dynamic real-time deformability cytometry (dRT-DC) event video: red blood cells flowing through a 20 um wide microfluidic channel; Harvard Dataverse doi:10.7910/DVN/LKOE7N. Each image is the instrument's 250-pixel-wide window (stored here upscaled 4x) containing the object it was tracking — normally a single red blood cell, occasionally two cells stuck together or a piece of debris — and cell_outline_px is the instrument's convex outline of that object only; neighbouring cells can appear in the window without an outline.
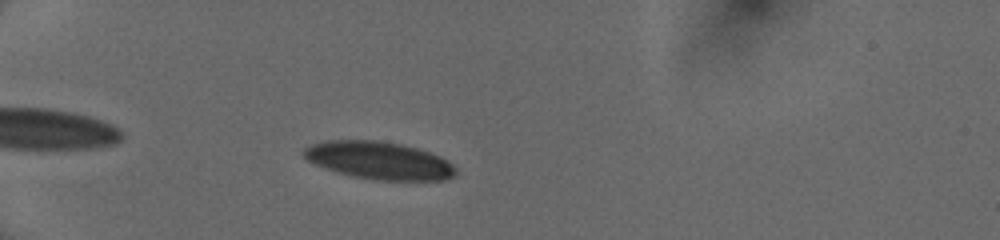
{"species": "human", "species_latin": "Homo sapiens", "temperature_condition": "cold", "stored_images_in_passage": 40, "camera_frame_rate_fps": 3000, "um_per_image_px": 0.085, "donor": {"sex": "female"}, "frame": {"image": 1, "passage_image": 5, "time_ms": 1.333, "image_size_px": [1000, 240], "cell_outline_px": [[456, 172], [452, 176], [444, 180], [376, 180], [352, 176], [316, 164], [308, 160], [300, 152], [304, 148], [312, 144], [328, 140], [376, 140], [400, 144], [416, 148], [440, 156], [452, 164], [456, 168]], "centroid_in_image_um": [32.21, 13.63], "position_along_channel_um": 52.8, "area_um2": 32.95}}
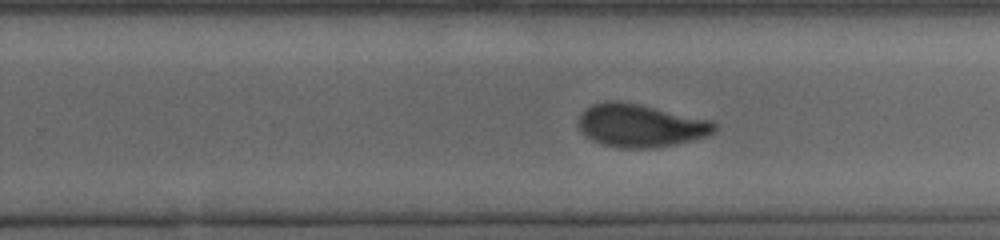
{"frame": {"image": 2, "passage_image": 24, "time_ms": 7.667, "image_size_px": [1000, 240], "cell_outline_px": [[716, 128], [712, 132], [704, 136], [692, 140], [652, 148], [620, 148], [600, 144], [592, 140], [580, 132], [576, 124], [580, 116], [592, 104], [604, 100], [620, 100], [640, 104], [712, 120], [716, 124]], "centroid_in_image_um": [54.38, 10.66], "position_along_channel_um": 275.4, "area_um2": 34.16}}
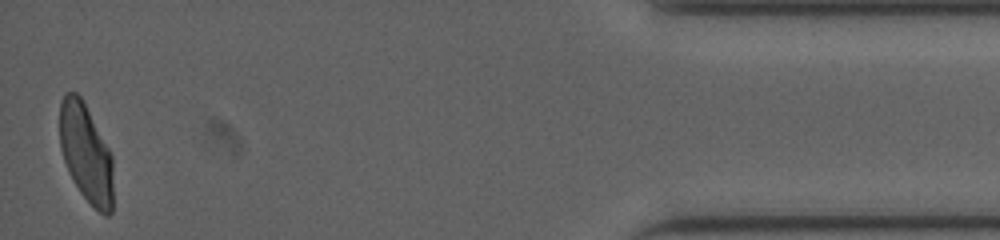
{"frame": {"image": 3, "passage_image": 40, "time_ms": 13.0, "image_size_px": [1000, 240], "cell_outline_px": [[112, 212], [108, 216], [104, 216], [80, 192], [64, 160], [60, 148], [60, 100], [64, 92], [76, 92], [80, 96], [108, 148], [112, 156]], "centroid_in_image_um": [7.3, 13.0], "position_along_channel_um": 427.9, "area_um2": 30.06}, "authors_computed_cell_mechanics": {"area_um2": 33.6396, "velocity_mm_per_s": 4.041, "shape_relaxation_time_tau1_ms": 3.3051, "shape_relaxation_time_tau2_ms": 0.7651, "deformation_change_tau1": 0.1408, "deformation_change_tau2": 0.0571}}